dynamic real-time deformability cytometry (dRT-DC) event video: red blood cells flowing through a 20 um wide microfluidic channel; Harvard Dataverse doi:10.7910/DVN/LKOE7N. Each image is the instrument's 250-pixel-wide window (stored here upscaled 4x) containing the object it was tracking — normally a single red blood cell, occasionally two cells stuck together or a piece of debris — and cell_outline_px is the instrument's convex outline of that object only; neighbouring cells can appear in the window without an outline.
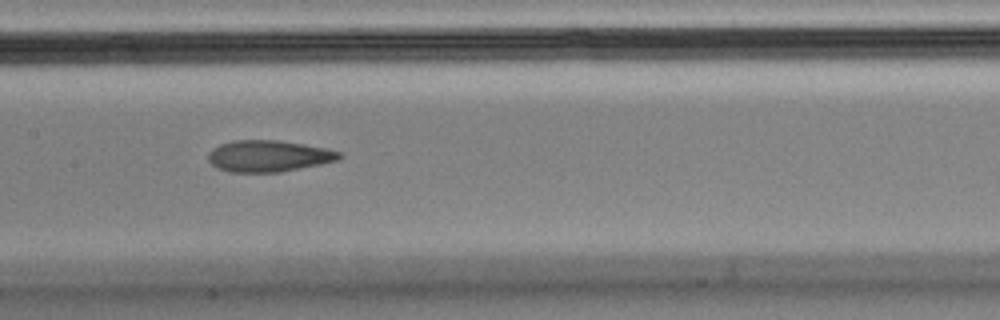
{"species": "Egyptian fruit bat (a non-hibernating species)", "species_latin": "Rousettus aegyptiacus", "temperature_condition": "cold", "stored_images_in_passage": 14, "camera_frame_rate_fps": 3000, "um_per_image_px": 0.085, "animal": {"sex": "male"}, "frame": {"image": 1, "passage_image": 12, "time_ms": 3.667, "image_size_px": [1000, 320], "cell_outline_px": [[344, 156], [340, 160], [280, 172], [228, 172], [216, 168], [208, 160], [208, 152], [212, 148], [220, 144], [232, 140], [280, 140], [304, 144], [324, 148], [340, 152]], "centroid_in_image_um": [22.81, 13.26], "position_along_channel_um": 184.6, "area_um2": 24.22}}